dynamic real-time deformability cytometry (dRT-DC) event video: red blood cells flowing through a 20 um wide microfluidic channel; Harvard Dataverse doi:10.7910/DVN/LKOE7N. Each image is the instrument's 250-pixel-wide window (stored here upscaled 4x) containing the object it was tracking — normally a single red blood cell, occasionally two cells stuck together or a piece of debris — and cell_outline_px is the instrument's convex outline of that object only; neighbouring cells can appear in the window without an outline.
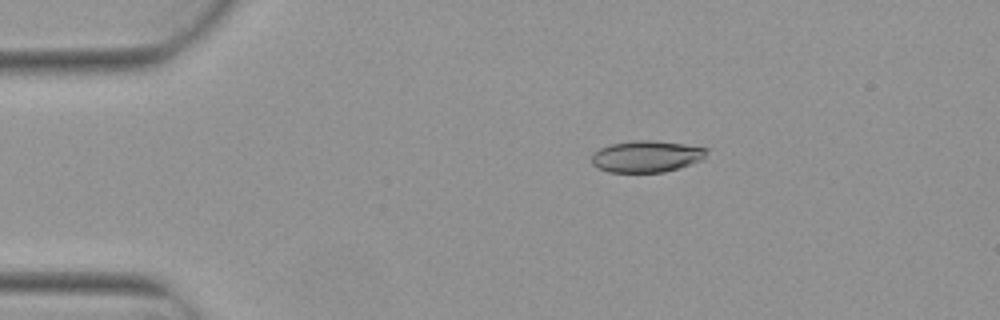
{"species": "Egyptian fruit bat (a non-hibernating species)", "species_latin": "Rousettus aegyptiacus", "temperature_condition": "warm", "stored_images_in_passage": 5, "camera_frame_rate_fps": 3000, "um_per_image_px": 0.085, "animal": {"sex": "female"}, "frame": {"image": 1, "passage_image": 1, "time_ms": 0.0, "image_size_px": [1000, 320], "cell_outline_px": [[708, 152], [704, 160], [680, 168], [664, 172], [608, 172], [596, 168], [592, 164], [592, 152], [600, 148], [612, 144], [632, 140], [652, 140], [684, 144], [708, 148]], "centroid_in_image_um": [54.97, 13.3], "position_along_channel_um": 30.0, "area_um2": 21.5}}
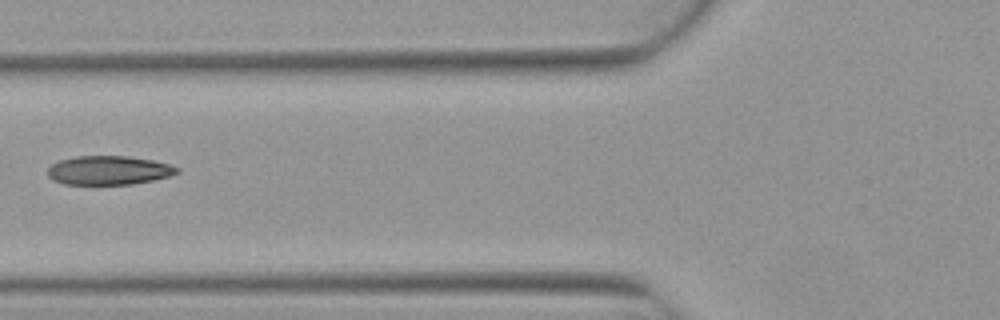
{"frame": {"image": 2, "passage_image": 4, "time_ms": 1.0, "image_size_px": [1000, 320], "cell_outline_px": [[180, 172], [168, 176], [152, 180], [132, 184], [64, 184], [52, 180], [48, 176], [48, 168], [52, 164], [60, 160], [76, 156], [128, 156], [152, 160], [168, 164], [180, 168]], "centroid_in_image_um": [9.23, 14.47], "position_along_channel_um": 116.6, "area_um2": 21.73}}
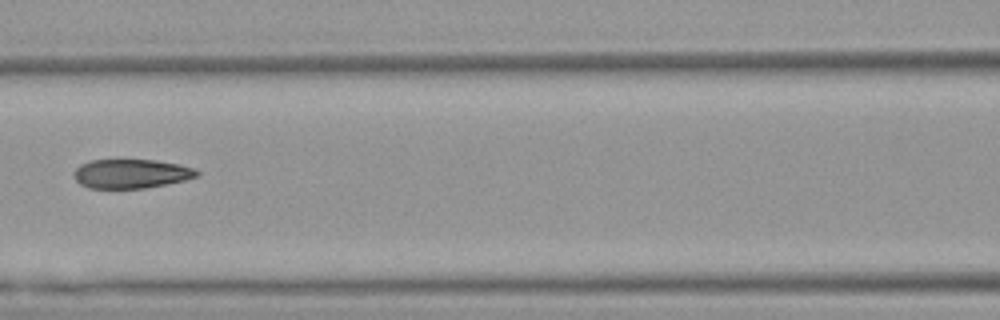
{"frame": {"image": 3, "passage_image": 5, "time_ms": 1.333, "image_size_px": [1000, 320], "cell_outline_px": [[200, 172], [196, 176], [184, 180], [144, 188], [88, 188], [80, 184], [72, 176], [72, 172], [80, 164], [88, 160], [156, 160], [180, 164], [196, 168]], "centroid_in_image_um": [11.11, 14.75], "position_along_channel_um": 155.5, "area_um2": 20.98}}